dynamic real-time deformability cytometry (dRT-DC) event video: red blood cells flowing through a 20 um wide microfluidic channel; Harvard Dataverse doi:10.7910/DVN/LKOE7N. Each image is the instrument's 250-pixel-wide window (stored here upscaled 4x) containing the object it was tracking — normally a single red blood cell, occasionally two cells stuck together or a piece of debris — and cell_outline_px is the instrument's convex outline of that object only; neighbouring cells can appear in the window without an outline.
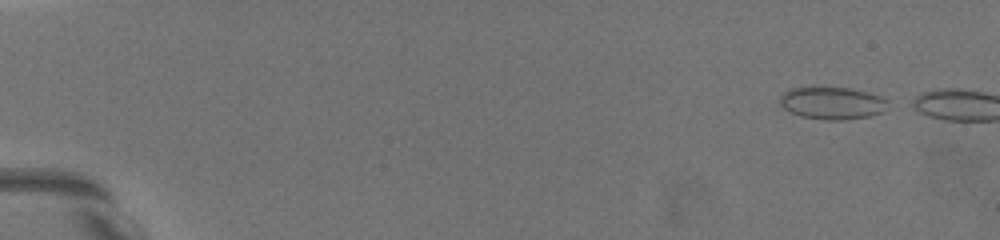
{"species": "common noctule bat (a hibernating species)", "species_latin": "Nyctalus noctula", "temperature_condition": "warm", "stored_images_in_passage": 5, "camera_frame_rate_fps": 3000, "um_per_image_px": 0.085, "animal": {"sex": "female", "body_mass_g": 19.5, "forearm_length_mm": 54.1}, "frame": {"image": 1, "passage_image": 2, "time_ms": 0.333, "image_size_px": [1000, 240], "cell_outline_px": [[888, 100], [884, 112], [868, 116], [844, 120], [824, 120], [800, 116], [784, 108], [780, 104], [780, 96], [784, 92], [792, 88], [852, 88], [868, 92], [880, 96]], "centroid_in_image_um": [70.76, 8.77], "position_along_channel_um": 14.2, "area_um2": 20.23}}